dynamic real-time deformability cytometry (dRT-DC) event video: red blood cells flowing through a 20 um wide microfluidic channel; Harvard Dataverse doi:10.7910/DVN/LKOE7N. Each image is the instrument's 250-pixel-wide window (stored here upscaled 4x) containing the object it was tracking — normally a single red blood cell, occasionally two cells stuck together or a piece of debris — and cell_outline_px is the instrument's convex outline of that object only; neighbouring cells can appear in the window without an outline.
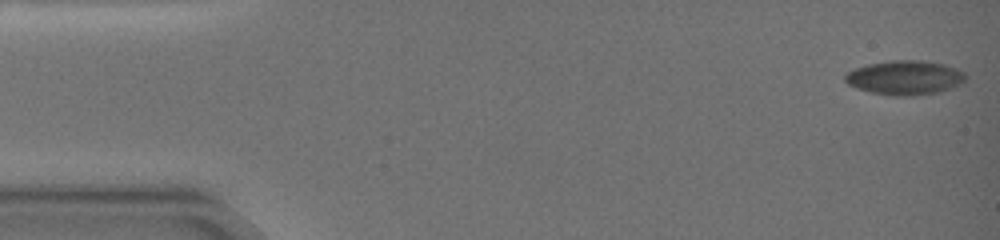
{"species": "common noctule bat (a hibernating species)", "species_latin": "Nyctalus noctula", "temperature_condition": "warm", "stored_images_in_passage": 27, "camera_frame_rate_fps": 3000, "um_per_image_px": 0.085, "animal": {"sex": "female", "body_mass_g": 19.0, "forearm_length_mm": 51.5}, "frame": {"image": 1, "passage_image": 1, "time_ms": 0.0, "image_size_px": [1000, 240], "cell_outline_px": [[964, 80], [960, 84], [940, 92], [912, 96], [892, 96], [872, 92], [856, 88], [848, 84], [844, 80], [844, 76], [848, 72], [856, 68], [868, 64], [888, 60], [920, 60], [944, 64], [956, 68], [964, 72]], "centroid_in_image_um": [76.9, 6.6], "position_along_channel_um": 8.1, "area_um2": 24.04}}
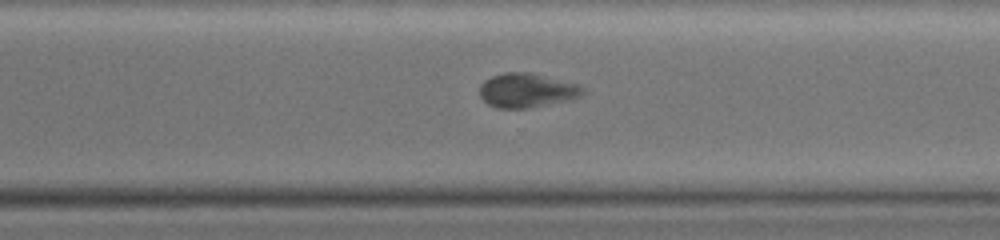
{"frame": {"image": 2, "passage_image": 20, "time_ms": 13.333, "image_size_px": [1000, 240], "cell_outline_px": [[584, 96], [568, 100], [528, 108], [496, 108], [488, 104], [480, 96], [480, 84], [484, 80], [492, 76], [504, 72], [532, 72], [580, 84], [584, 88]], "centroid_in_image_um": [44.81, 7.67], "position_along_channel_um": 325.8, "area_um2": 20.87}}
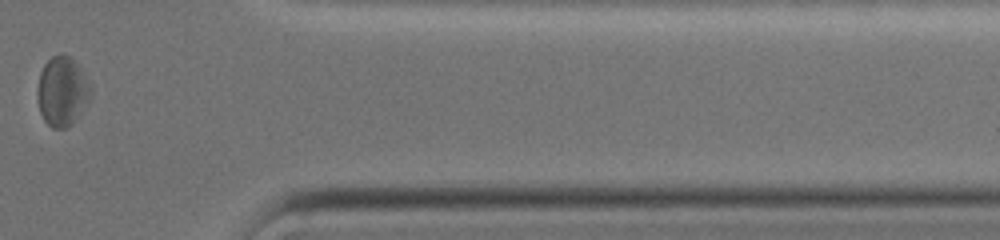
{"frame": {"image": 3, "passage_image": 24, "time_ms": 16.0, "image_size_px": [1000, 240], "cell_outline_px": [[92, 96], [72, 124], [64, 128], [52, 128], [44, 120], [40, 112], [36, 96], [36, 88], [40, 72], [44, 64], [52, 56], [68, 56], [76, 64], [92, 88]], "centroid_in_image_um": [5.25, 7.8], "position_along_channel_um": 406.1, "area_um2": 21.33}, "authors_computed_cell_mechanics": {"area_um2": 22.3108, "velocity_mm_per_s": 3.4107, "shape_relaxation_time_tau1_ms": null, "shape_relaxation_time_tau2_ms": 2.4221, "deformation_change_tau1": null, "deformation_change_tau2": 0.0624}}